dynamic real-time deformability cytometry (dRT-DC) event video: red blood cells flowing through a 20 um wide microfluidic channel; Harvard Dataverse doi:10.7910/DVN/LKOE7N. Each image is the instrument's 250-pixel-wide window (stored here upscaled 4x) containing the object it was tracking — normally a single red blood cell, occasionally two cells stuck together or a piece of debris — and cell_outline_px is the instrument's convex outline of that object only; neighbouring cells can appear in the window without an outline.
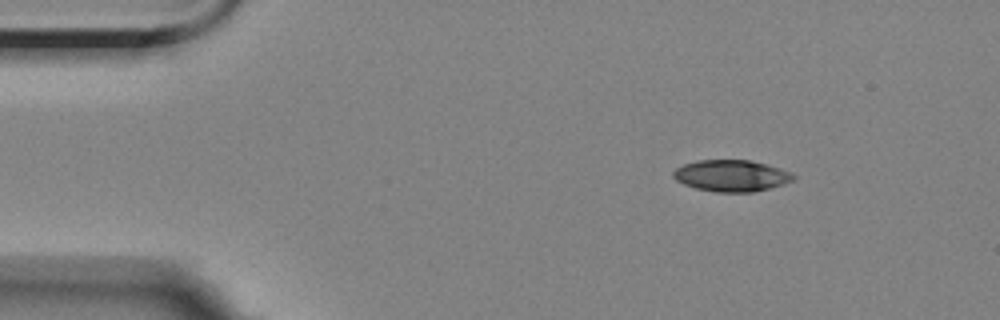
{"species": "Egyptian fruit bat (a non-hibernating species)", "species_latin": "Rousettus aegyptiacus", "temperature_condition": "room temperature", "stored_images_in_passage": 9, "camera_frame_rate_fps": 3000, "um_per_image_px": 0.085, "animal": {"sex": "female"}, "frame": {"image": 1, "passage_image": 1, "time_ms": 0.0, "image_size_px": [1000, 320], "cell_outline_px": [[796, 180], [784, 184], [752, 192], [716, 192], [696, 188], [684, 184], [676, 180], [672, 176], [672, 172], [676, 168], [684, 164], [700, 160], [748, 160], [768, 164], [792, 172], [796, 176]], "centroid_in_image_um": [62.2, 14.93], "position_along_channel_um": 22.8, "area_um2": 22.14}}
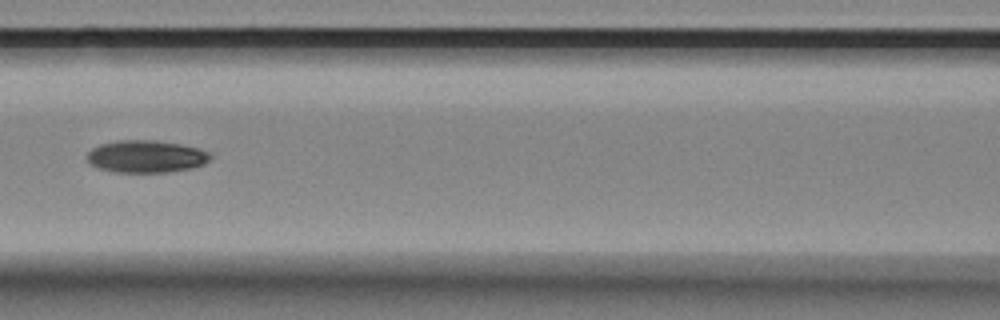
{"frame": {"image": 2, "passage_image": 6, "time_ms": 5.667, "image_size_px": [1000, 320], "cell_outline_px": [[212, 156], [204, 164], [192, 168], [168, 172], [112, 172], [96, 168], [88, 164], [88, 152], [92, 148], [100, 144], [116, 140], [156, 140], [180, 144], [200, 148], [212, 152]], "centroid_in_image_um": [12.42, 13.3], "position_along_channel_um": 154.2, "area_um2": 23.58}}
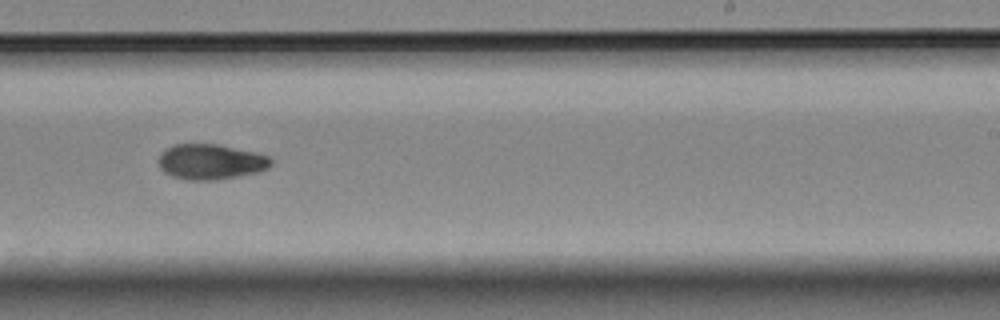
{"frame": {"image": 3, "passage_image": 9, "time_ms": 9.0, "image_size_px": [1000, 320], "cell_outline_px": [[272, 164], [268, 168], [256, 172], [216, 180], [184, 180], [172, 176], [164, 172], [160, 168], [156, 160], [160, 152], [164, 148], [172, 144], [216, 144], [252, 152], [268, 156], [272, 160]], "centroid_in_image_um": [17.81, 13.75], "position_along_channel_um": 271.2, "area_um2": 23.24}}